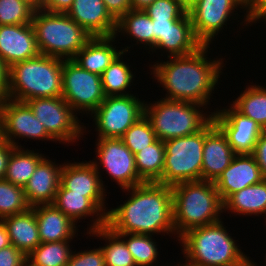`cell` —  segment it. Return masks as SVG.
<instances>
[{
    "label": "cell",
    "instance_id": "obj_1",
    "mask_svg": "<svg viewBox=\"0 0 266 266\" xmlns=\"http://www.w3.org/2000/svg\"><path fill=\"white\" fill-rule=\"evenodd\" d=\"M131 196L117 208L108 211L106 226L115 233L176 234L173 224L171 186L144 182L128 189Z\"/></svg>",
    "mask_w": 266,
    "mask_h": 266
},
{
    "label": "cell",
    "instance_id": "obj_2",
    "mask_svg": "<svg viewBox=\"0 0 266 266\" xmlns=\"http://www.w3.org/2000/svg\"><path fill=\"white\" fill-rule=\"evenodd\" d=\"M209 46L202 45L191 54L168 57L170 61L154 63L151 74L167 90L166 99L197 103L204 107L208 104L224 67L222 59L212 61L206 57Z\"/></svg>",
    "mask_w": 266,
    "mask_h": 266
},
{
    "label": "cell",
    "instance_id": "obj_3",
    "mask_svg": "<svg viewBox=\"0 0 266 266\" xmlns=\"http://www.w3.org/2000/svg\"><path fill=\"white\" fill-rule=\"evenodd\" d=\"M173 224L177 237L187 231L220 221L224 203L214 182L186 181L171 186Z\"/></svg>",
    "mask_w": 266,
    "mask_h": 266
},
{
    "label": "cell",
    "instance_id": "obj_4",
    "mask_svg": "<svg viewBox=\"0 0 266 266\" xmlns=\"http://www.w3.org/2000/svg\"><path fill=\"white\" fill-rule=\"evenodd\" d=\"M222 223L191 229L178 239L187 259L183 266H244L250 261Z\"/></svg>",
    "mask_w": 266,
    "mask_h": 266
},
{
    "label": "cell",
    "instance_id": "obj_5",
    "mask_svg": "<svg viewBox=\"0 0 266 266\" xmlns=\"http://www.w3.org/2000/svg\"><path fill=\"white\" fill-rule=\"evenodd\" d=\"M63 60L39 54L9 67L7 98L26 102L32 98L62 96Z\"/></svg>",
    "mask_w": 266,
    "mask_h": 266
},
{
    "label": "cell",
    "instance_id": "obj_6",
    "mask_svg": "<svg viewBox=\"0 0 266 266\" xmlns=\"http://www.w3.org/2000/svg\"><path fill=\"white\" fill-rule=\"evenodd\" d=\"M32 25L40 54L73 59L92 37L66 13H53L36 8Z\"/></svg>",
    "mask_w": 266,
    "mask_h": 266
},
{
    "label": "cell",
    "instance_id": "obj_7",
    "mask_svg": "<svg viewBox=\"0 0 266 266\" xmlns=\"http://www.w3.org/2000/svg\"><path fill=\"white\" fill-rule=\"evenodd\" d=\"M203 105L162 98L144 104V114L149 119L157 139L166 141L200 131L211 119L199 108Z\"/></svg>",
    "mask_w": 266,
    "mask_h": 266
},
{
    "label": "cell",
    "instance_id": "obj_8",
    "mask_svg": "<svg viewBox=\"0 0 266 266\" xmlns=\"http://www.w3.org/2000/svg\"><path fill=\"white\" fill-rule=\"evenodd\" d=\"M164 147L163 174L157 183L173 186L202 180L204 127L194 134L166 140Z\"/></svg>",
    "mask_w": 266,
    "mask_h": 266
},
{
    "label": "cell",
    "instance_id": "obj_9",
    "mask_svg": "<svg viewBox=\"0 0 266 266\" xmlns=\"http://www.w3.org/2000/svg\"><path fill=\"white\" fill-rule=\"evenodd\" d=\"M62 97L75 112L92 114L106 98L101 76L82 69L72 59L63 60Z\"/></svg>",
    "mask_w": 266,
    "mask_h": 266
},
{
    "label": "cell",
    "instance_id": "obj_10",
    "mask_svg": "<svg viewBox=\"0 0 266 266\" xmlns=\"http://www.w3.org/2000/svg\"><path fill=\"white\" fill-rule=\"evenodd\" d=\"M26 103L56 142L69 144L82 137L84 124H79L77 113L62 96L32 98Z\"/></svg>",
    "mask_w": 266,
    "mask_h": 266
},
{
    "label": "cell",
    "instance_id": "obj_11",
    "mask_svg": "<svg viewBox=\"0 0 266 266\" xmlns=\"http://www.w3.org/2000/svg\"><path fill=\"white\" fill-rule=\"evenodd\" d=\"M144 101L136 96H108L91 114L98 138H121L144 115Z\"/></svg>",
    "mask_w": 266,
    "mask_h": 266
},
{
    "label": "cell",
    "instance_id": "obj_12",
    "mask_svg": "<svg viewBox=\"0 0 266 266\" xmlns=\"http://www.w3.org/2000/svg\"><path fill=\"white\" fill-rule=\"evenodd\" d=\"M97 141L96 154L99 162L96 160L92 163L98 171L102 166L123 191L144 183L136 170L135 155L121 138H97Z\"/></svg>",
    "mask_w": 266,
    "mask_h": 266
},
{
    "label": "cell",
    "instance_id": "obj_13",
    "mask_svg": "<svg viewBox=\"0 0 266 266\" xmlns=\"http://www.w3.org/2000/svg\"><path fill=\"white\" fill-rule=\"evenodd\" d=\"M0 137L17 148V138L55 141L26 102L10 98L0 102Z\"/></svg>",
    "mask_w": 266,
    "mask_h": 266
},
{
    "label": "cell",
    "instance_id": "obj_14",
    "mask_svg": "<svg viewBox=\"0 0 266 266\" xmlns=\"http://www.w3.org/2000/svg\"><path fill=\"white\" fill-rule=\"evenodd\" d=\"M215 125L226 136L235 154H253L263 129L254 120L230 108L212 113Z\"/></svg>",
    "mask_w": 266,
    "mask_h": 266
},
{
    "label": "cell",
    "instance_id": "obj_15",
    "mask_svg": "<svg viewBox=\"0 0 266 266\" xmlns=\"http://www.w3.org/2000/svg\"><path fill=\"white\" fill-rule=\"evenodd\" d=\"M242 6L236 0H201L188 13L195 37L203 44L210 45L232 13ZM232 13V14H231Z\"/></svg>",
    "mask_w": 266,
    "mask_h": 266
},
{
    "label": "cell",
    "instance_id": "obj_16",
    "mask_svg": "<svg viewBox=\"0 0 266 266\" xmlns=\"http://www.w3.org/2000/svg\"><path fill=\"white\" fill-rule=\"evenodd\" d=\"M91 161L63 164L60 183L72 193L85 194L106 216L105 185Z\"/></svg>",
    "mask_w": 266,
    "mask_h": 266
},
{
    "label": "cell",
    "instance_id": "obj_17",
    "mask_svg": "<svg viewBox=\"0 0 266 266\" xmlns=\"http://www.w3.org/2000/svg\"><path fill=\"white\" fill-rule=\"evenodd\" d=\"M39 54L32 23L0 25V58L7 68Z\"/></svg>",
    "mask_w": 266,
    "mask_h": 266
},
{
    "label": "cell",
    "instance_id": "obj_18",
    "mask_svg": "<svg viewBox=\"0 0 266 266\" xmlns=\"http://www.w3.org/2000/svg\"><path fill=\"white\" fill-rule=\"evenodd\" d=\"M235 155L226 136L211 119L204 126L202 180L215 182Z\"/></svg>",
    "mask_w": 266,
    "mask_h": 266
},
{
    "label": "cell",
    "instance_id": "obj_19",
    "mask_svg": "<svg viewBox=\"0 0 266 266\" xmlns=\"http://www.w3.org/2000/svg\"><path fill=\"white\" fill-rule=\"evenodd\" d=\"M263 179L261 169L252 154H236L214 184L224 203L232 194Z\"/></svg>",
    "mask_w": 266,
    "mask_h": 266
},
{
    "label": "cell",
    "instance_id": "obj_20",
    "mask_svg": "<svg viewBox=\"0 0 266 266\" xmlns=\"http://www.w3.org/2000/svg\"><path fill=\"white\" fill-rule=\"evenodd\" d=\"M66 14L92 37L115 35L117 20L103 0H74Z\"/></svg>",
    "mask_w": 266,
    "mask_h": 266
},
{
    "label": "cell",
    "instance_id": "obj_21",
    "mask_svg": "<svg viewBox=\"0 0 266 266\" xmlns=\"http://www.w3.org/2000/svg\"><path fill=\"white\" fill-rule=\"evenodd\" d=\"M45 158L37 168L23 190L30 207L52 204L61 181V164Z\"/></svg>",
    "mask_w": 266,
    "mask_h": 266
},
{
    "label": "cell",
    "instance_id": "obj_22",
    "mask_svg": "<svg viewBox=\"0 0 266 266\" xmlns=\"http://www.w3.org/2000/svg\"><path fill=\"white\" fill-rule=\"evenodd\" d=\"M41 243L71 241L78 230L75 222L53 204L34 207Z\"/></svg>",
    "mask_w": 266,
    "mask_h": 266
},
{
    "label": "cell",
    "instance_id": "obj_23",
    "mask_svg": "<svg viewBox=\"0 0 266 266\" xmlns=\"http://www.w3.org/2000/svg\"><path fill=\"white\" fill-rule=\"evenodd\" d=\"M115 38L116 35L91 37L72 60L82 69L101 76L119 54L129 49L125 47L118 51L112 45Z\"/></svg>",
    "mask_w": 266,
    "mask_h": 266
},
{
    "label": "cell",
    "instance_id": "obj_24",
    "mask_svg": "<svg viewBox=\"0 0 266 266\" xmlns=\"http://www.w3.org/2000/svg\"><path fill=\"white\" fill-rule=\"evenodd\" d=\"M52 204L75 223L79 219L95 215L97 218L94 219L95 221L93 220V224L87 230L89 232L106 226V215L88 197H85V194L72 193L61 183Z\"/></svg>",
    "mask_w": 266,
    "mask_h": 266
},
{
    "label": "cell",
    "instance_id": "obj_25",
    "mask_svg": "<svg viewBox=\"0 0 266 266\" xmlns=\"http://www.w3.org/2000/svg\"><path fill=\"white\" fill-rule=\"evenodd\" d=\"M1 220L7 229L11 245H14L26 256L41 243L34 207Z\"/></svg>",
    "mask_w": 266,
    "mask_h": 266
},
{
    "label": "cell",
    "instance_id": "obj_26",
    "mask_svg": "<svg viewBox=\"0 0 266 266\" xmlns=\"http://www.w3.org/2000/svg\"><path fill=\"white\" fill-rule=\"evenodd\" d=\"M203 44L195 37L189 13L171 24L167 41H158L154 49H164L168 57L184 56L195 52Z\"/></svg>",
    "mask_w": 266,
    "mask_h": 266
},
{
    "label": "cell",
    "instance_id": "obj_27",
    "mask_svg": "<svg viewBox=\"0 0 266 266\" xmlns=\"http://www.w3.org/2000/svg\"><path fill=\"white\" fill-rule=\"evenodd\" d=\"M238 215H266V179L232 194L224 202V211Z\"/></svg>",
    "mask_w": 266,
    "mask_h": 266
},
{
    "label": "cell",
    "instance_id": "obj_28",
    "mask_svg": "<svg viewBox=\"0 0 266 266\" xmlns=\"http://www.w3.org/2000/svg\"><path fill=\"white\" fill-rule=\"evenodd\" d=\"M44 158V155L35 153L34 150L15 147L9 157L4 179L24 188Z\"/></svg>",
    "mask_w": 266,
    "mask_h": 266
},
{
    "label": "cell",
    "instance_id": "obj_29",
    "mask_svg": "<svg viewBox=\"0 0 266 266\" xmlns=\"http://www.w3.org/2000/svg\"><path fill=\"white\" fill-rule=\"evenodd\" d=\"M164 141L156 139L151 145L135 154V166L143 182H158L163 174Z\"/></svg>",
    "mask_w": 266,
    "mask_h": 266
},
{
    "label": "cell",
    "instance_id": "obj_30",
    "mask_svg": "<svg viewBox=\"0 0 266 266\" xmlns=\"http://www.w3.org/2000/svg\"><path fill=\"white\" fill-rule=\"evenodd\" d=\"M122 31V32H121ZM118 32L125 33L130 38L137 40L136 43H142L149 46L153 52V23L151 18L144 10H130L117 20L115 35Z\"/></svg>",
    "mask_w": 266,
    "mask_h": 266
},
{
    "label": "cell",
    "instance_id": "obj_31",
    "mask_svg": "<svg viewBox=\"0 0 266 266\" xmlns=\"http://www.w3.org/2000/svg\"><path fill=\"white\" fill-rule=\"evenodd\" d=\"M87 234L96 235L107 241L101 249L105 256V266H136L131 252L128 250L124 240L108 226H103L86 232Z\"/></svg>",
    "mask_w": 266,
    "mask_h": 266
},
{
    "label": "cell",
    "instance_id": "obj_32",
    "mask_svg": "<svg viewBox=\"0 0 266 266\" xmlns=\"http://www.w3.org/2000/svg\"><path fill=\"white\" fill-rule=\"evenodd\" d=\"M246 88L230 105L266 130V88L259 84Z\"/></svg>",
    "mask_w": 266,
    "mask_h": 266
},
{
    "label": "cell",
    "instance_id": "obj_33",
    "mask_svg": "<svg viewBox=\"0 0 266 266\" xmlns=\"http://www.w3.org/2000/svg\"><path fill=\"white\" fill-rule=\"evenodd\" d=\"M124 53L126 52L119 54L101 74V83L106 97L132 95L125 91L133 83L134 76L129 65L121 61Z\"/></svg>",
    "mask_w": 266,
    "mask_h": 266
},
{
    "label": "cell",
    "instance_id": "obj_34",
    "mask_svg": "<svg viewBox=\"0 0 266 266\" xmlns=\"http://www.w3.org/2000/svg\"><path fill=\"white\" fill-rule=\"evenodd\" d=\"M70 241L40 243L27 256V266H66L72 255Z\"/></svg>",
    "mask_w": 266,
    "mask_h": 266
},
{
    "label": "cell",
    "instance_id": "obj_35",
    "mask_svg": "<svg viewBox=\"0 0 266 266\" xmlns=\"http://www.w3.org/2000/svg\"><path fill=\"white\" fill-rule=\"evenodd\" d=\"M117 234L124 240L136 266H153V263L157 261L159 252L155 240L152 239V235L134 233Z\"/></svg>",
    "mask_w": 266,
    "mask_h": 266
},
{
    "label": "cell",
    "instance_id": "obj_36",
    "mask_svg": "<svg viewBox=\"0 0 266 266\" xmlns=\"http://www.w3.org/2000/svg\"><path fill=\"white\" fill-rule=\"evenodd\" d=\"M37 0H0V25H23L32 22Z\"/></svg>",
    "mask_w": 266,
    "mask_h": 266
},
{
    "label": "cell",
    "instance_id": "obj_37",
    "mask_svg": "<svg viewBox=\"0 0 266 266\" xmlns=\"http://www.w3.org/2000/svg\"><path fill=\"white\" fill-rule=\"evenodd\" d=\"M29 208L23 187L0 179V220L10 215L25 212Z\"/></svg>",
    "mask_w": 266,
    "mask_h": 266
},
{
    "label": "cell",
    "instance_id": "obj_38",
    "mask_svg": "<svg viewBox=\"0 0 266 266\" xmlns=\"http://www.w3.org/2000/svg\"><path fill=\"white\" fill-rule=\"evenodd\" d=\"M121 139L135 155L140 150L151 145L157 137L149 119L144 114L124 133Z\"/></svg>",
    "mask_w": 266,
    "mask_h": 266
},
{
    "label": "cell",
    "instance_id": "obj_39",
    "mask_svg": "<svg viewBox=\"0 0 266 266\" xmlns=\"http://www.w3.org/2000/svg\"><path fill=\"white\" fill-rule=\"evenodd\" d=\"M144 11L151 19H180L187 13L179 0H155Z\"/></svg>",
    "mask_w": 266,
    "mask_h": 266
},
{
    "label": "cell",
    "instance_id": "obj_40",
    "mask_svg": "<svg viewBox=\"0 0 266 266\" xmlns=\"http://www.w3.org/2000/svg\"><path fill=\"white\" fill-rule=\"evenodd\" d=\"M66 266H105V256L100 246L89 251H74Z\"/></svg>",
    "mask_w": 266,
    "mask_h": 266
},
{
    "label": "cell",
    "instance_id": "obj_41",
    "mask_svg": "<svg viewBox=\"0 0 266 266\" xmlns=\"http://www.w3.org/2000/svg\"><path fill=\"white\" fill-rule=\"evenodd\" d=\"M0 266H27L26 255L14 245L0 249Z\"/></svg>",
    "mask_w": 266,
    "mask_h": 266
},
{
    "label": "cell",
    "instance_id": "obj_42",
    "mask_svg": "<svg viewBox=\"0 0 266 266\" xmlns=\"http://www.w3.org/2000/svg\"><path fill=\"white\" fill-rule=\"evenodd\" d=\"M264 179H266V130H263L256 142L253 154Z\"/></svg>",
    "mask_w": 266,
    "mask_h": 266
},
{
    "label": "cell",
    "instance_id": "obj_43",
    "mask_svg": "<svg viewBox=\"0 0 266 266\" xmlns=\"http://www.w3.org/2000/svg\"><path fill=\"white\" fill-rule=\"evenodd\" d=\"M74 0H37V7L53 13H67Z\"/></svg>",
    "mask_w": 266,
    "mask_h": 266
},
{
    "label": "cell",
    "instance_id": "obj_44",
    "mask_svg": "<svg viewBox=\"0 0 266 266\" xmlns=\"http://www.w3.org/2000/svg\"><path fill=\"white\" fill-rule=\"evenodd\" d=\"M153 23V50L158 41H167V32L177 19H151Z\"/></svg>",
    "mask_w": 266,
    "mask_h": 266
},
{
    "label": "cell",
    "instance_id": "obj_45",
    "mask_svg": "<svg viewBox=\"0 0 266 266\" xmlns=\"http://www.w3.org/2000/svg\"><path fill=\"white\" fill-rule=\"evenodd\" d=\"M103 2L116 20L132 9L130 0H103Z\"/></svg>",
    "mask_w": 266,
    "mask_h": 266
},
{
    "label": "cell",
    "instance_id": "obj_46",
    "mask_svg": "<svg viewBox=\"0 0 266 266\" xmlns=\"http://www.w3.org/2000/svg\"><path fill=\"white\" fill-rule=\"evenodd\" d=\"M14 148L15 146L0 137V179L5 177L8 160Z\"/></svg>",
    "mask_w": 266,
    "mask_h": 266
},
{
    "label": "cell",
    "instance_id": "obj_47",
    "mask_svg": "<svg viewBox=\"0 0 266 266\" xmlns=\"http://www.w3.org/2000/svg\"><path fill=\"white\" fill-rule=\"evenodd\" d=\"M8 68L0 58V102L7 98Z\"/></svg>",
    "mask_w": 266,
    "mask_h": 266
},
{
    "label": "cell",
    "instance_id": "obj_48",
    "mask_svg": "<svg viewBox=\"0 0 266 266\" xmlns=\"http://www.w3.org/2000/svg\"><path fill=\"white\" fill-rule=\"evenodd\" d=\"M11 245L7 229L4 222L0 220V249L6 248Z\"/></svg>",
    "mask_w": 266,
    "mask_h": 266
},
{
    "label": "cell",
    "instance_id": "obj_49",
    "mask_svg": "<svg viewBox=\"0 0 266 266\" xmlns=\"http://www.w3.org/2000/svg\"><path fill=\"white\" fill-rule=\"evenodd\" d=\"M243 9H246V17L244 20L245 24H249V19L252 17V4L254 3V0H236ZM247 22V23H246Z\"/></svg>",
    "mask_w": 266,
    "mask_h": 266
},
{
    "label": "cell",
    "instance_id": "obj_50",
    "mask_svg": "<svg viewBox=\"0 0 266 266\" xmlns=\"http://www.w3.org/2000/svg\"><path fill=\"white\" fill-rule=\"evenodd\" d=\"M155 0H130L132 10H145Z\"/></svg>",
    "mask_w": 266,
    "mask_h": 266
},
{
    "label": "cell",
    "instance_id": "obj_51",
    "mask_svg": "<svg viewBox=\"0 0 266 266\" xmlns=\"http://www.w3.org/2000/svg\"><path fill=\"white\" fill-rule=\"evenodd\" d=\"M259 19L266 22V3L249 19V23H257Z\"/></svg>",
    "mask_w": 266,
    "mask_h": 266
},
{
    "label": "cell",
    "instance_id": "obj_52",
    "mask_svg": "<svg viewBox=\"0 0 266 266\" xmlns=\"http://www.w3.org/2000/svg\"><path fill=\"white\" fill-rule=\"evenodd\" d=\"M183 9L188 13L201 0H179Z\"/></svg>",
    "mask_w": 266,
    "mask_h": 266
},
{
    "label": "cell",
    "instance_id": "obj_53",
    "mask_svg": "<svg viewBox=\"0 0 266 266\" xmlns=\"http://www.w3.org/2000/svg\"><path fill=\"white\" fill-rule=\"evenodd\" d=\"M266 3V0H254L252 4V16Z\"/></svg>",
    "mask_w": 266,
    "mask_h": 266
},
{
    "label": "cell",
    "instance_id": "obj_54",
    "mask_svg": "<svg viewBox=\"0 0 266 266\" xmlns=\"http://www.w3.org/2000/svg\"><path fill=\"white\" fill-rule=\"evenodd\" d=\"M244 266H256V264L250 260V261H249L247 264H245Z\"/></svg>",
    "mask_w": 266,
    "mask_h": 266
}]
</instances>
